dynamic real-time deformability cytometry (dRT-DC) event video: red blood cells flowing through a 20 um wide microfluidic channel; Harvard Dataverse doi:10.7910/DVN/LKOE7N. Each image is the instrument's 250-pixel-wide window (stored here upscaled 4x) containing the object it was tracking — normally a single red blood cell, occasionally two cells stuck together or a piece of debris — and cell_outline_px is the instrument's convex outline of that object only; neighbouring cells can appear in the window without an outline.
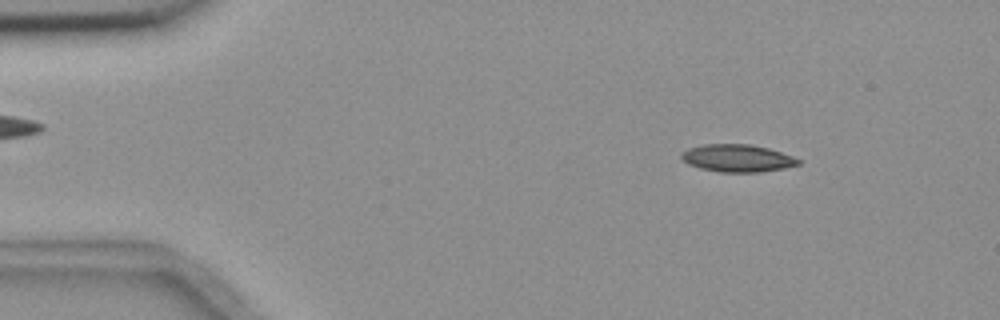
{"species": "common noctule bat (a hibernating species)", "species_latin": "Nyctalus noctula", "temperature_condition": "room temperature", "stored_images_in_passage": 3, "camera_frame_rate_fps": 3000, "um_per_image_px": 0.085, "animal": {"sex": "female", "body_mass_g": 18.4}, "frame": {"image": 1, "passage_image": 1, "time_ms": 0.0, "image_size_px": [1000, 320], "cell_outline_px": [[800, 164], [784, 168], [760, 172], [720, 172], [700, 168], [688, 164], [680, 156], [680, 152], [688, 148], [704, 144], [748, 144], [768, 148], [792, 156], [800, 160]], "centroid_in_image_um": [62.65, 13.44], "position_along_channel_um": 22.4, "area_um2": 18.67}}